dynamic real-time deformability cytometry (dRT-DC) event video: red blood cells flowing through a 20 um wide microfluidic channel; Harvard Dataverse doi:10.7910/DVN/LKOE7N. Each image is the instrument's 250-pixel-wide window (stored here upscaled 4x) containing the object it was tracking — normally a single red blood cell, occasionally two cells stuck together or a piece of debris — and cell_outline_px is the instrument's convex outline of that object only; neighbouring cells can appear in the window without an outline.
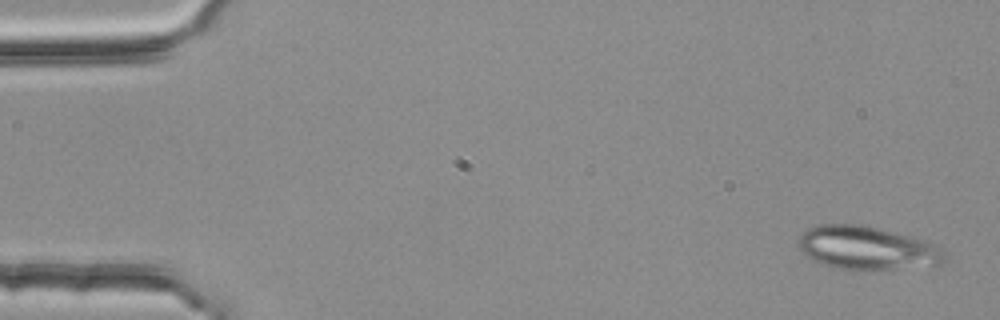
{"species": "common noctule bat (a hibernating species)", "species_latin": "Nyctalus noctula", "temperature_condition": "room temperature", "stored_images_in_passage": 52, "camera_frame_rate_fps": 3000, "um_per_image_px": 0.085, "animal": {"sex": "female", "body_mass_g": 25.1}, "frame": {"image": 1, "passage_image": 2, "time_ms": 0.333, "image_size_px": [1000, 320], "cell_outline_px": [[944, 260], [940, 264], [872, 272], [864, 272], [836, 268], [812, 260], [804, 256], [796, 244], [796, 240], [808, 228], [820, 224], [860, 224], [896, 232], [924, 240], [936, 244], [944, 252]], "centroid_in_image_um": [73.65, 21.11], "position_along_channel_um": 11.4, "area_um2": 37.74}}
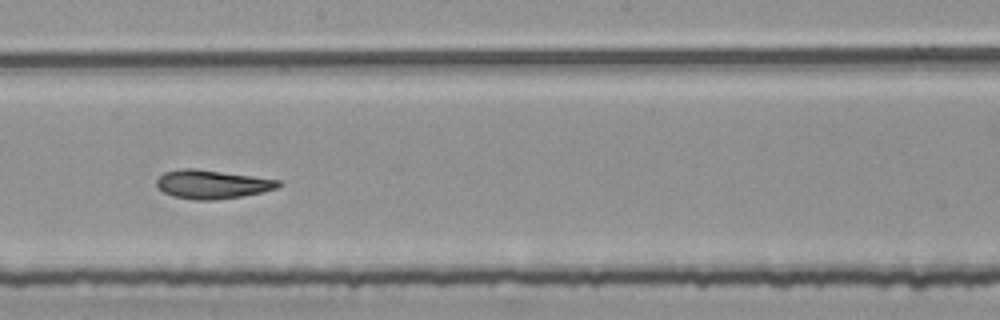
{"frame": {"image": 2, "passage_image": 30, "time_ms": 9.667, "image_size_px": [1000, 320], "cell_outline_px": [[284, 184], [276, 188], [264, 192], [240, 196], [212, 200], [196, 200], [172, 196], [156, 188], [156, 180], [164, 172], [180, 168], [192, 168], [252, 176], [280, 180]], "centroid_in_image_um": [18.01, 15.66], "position_along_channel_um": 230.2, "area_um2": 20.35}}
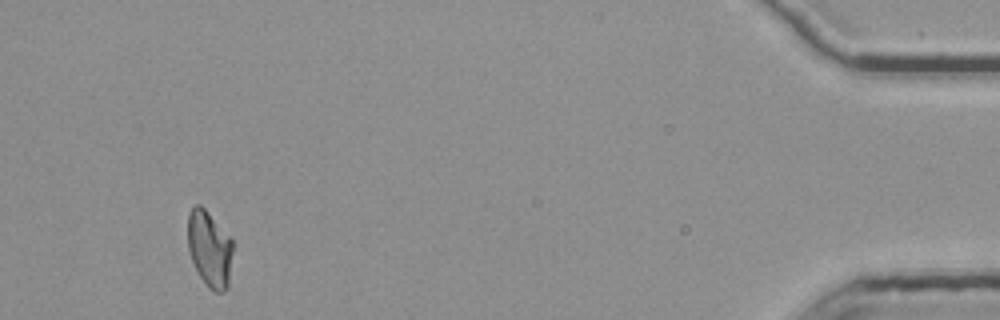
{"frame": {"image": 3, "passage_image": 51, "time_ms": 16.667, "image_size_px": [1000, 320], "cell_outline_px": [[232, 252], [228, 288], [224, 292], [216, 292], [208, 288], [200, 276], [192, 260], [188, 248], [188, 216], [192, 208], [196, 204], [200, 204], [232, 236]], "centroid_in_image_um": [17.83, 21.14], "position_along_channel_um": 417.4, "area_um2": 20.11}, "authors_computed_cell_mechanics": {"area_um2": 20.5768, "velocity_mm_per_s": 3.7702, "shape_relaxation_time_tau1_ms": null, "shape_relaxation_time_tau2_ms": 3.7396, "deformation_change_tau1": null, "deformation_change_tau2": 0.0876}}